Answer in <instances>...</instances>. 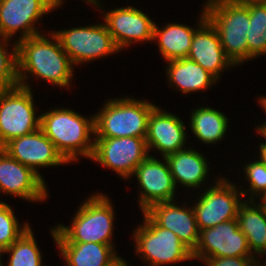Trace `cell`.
<instances>
[{
    "label": "cell",
    "mask_w": 266,
    "mask_h": 266,
    "mask_svg": "<svg viewBox=\"0 0 266 266\" xmlns=\"http://www.w3.org/2000/svg\"><path fill=\"white\" fill-rule=\"evenodd\" d=\"M204 261L208 266H261L254 257H210Z\"/></svg>",
    "instance_id": "31"
},
{
    "label": "cell",
    "mask_w": 266,
    "mask_h": 266,
    "mask_svg": "<svg viewBox=\"0 0 266 266\" xmlns=\"http://www.w3.org/2000/svg\"><path fill=\"white\" fill-rule=\"evenodd\" d=\"M111 266H128L122 258H118Z\"/></svg>",
    "instance_id": "35"
},
{
    "label": "cell",
    "mask_w": 266,
    "mask_h": 266,
    "mask_svg": "<svg viewBox=\"0 0 266 266\" xmlns=\"http://www.w3.org/2000/svg\"><path fill=\"white\" fill-rule=\"evenodd\" d=\"M46 190L43 178L0 148V191L42 201L47 197Z\"/></svg>",
    "instance_id": "15"
},
{
    "label": "cell",
    "mask_w": 266,
    "mask_h": 266,
    "mask_svg": "<svg viewBox=\"0 0 266 266\" xmlns=\"http://www.w3.org/2000/svg\"><path fill=\"white\" fill-rule=\"evenodd\" d=\"M200 20L199 30L197 29L194 33L187 58L201 65L218 79L219 73L223 69L234 64L227 57L221 45L219 35L207 19L204 8Z\"/></svg>",
    "instance_id": "17"
},
{
    "label": "cell",
    "mask_w": 266,
    "mask_h": 266,
    "mask_svg": "<svg viewBox=\"0 0 266 266\" xmlns=\"http://www.w3.org/2000/svg\"><path fill=\"white\" fill-rule=\"evenodd\" d=\"M1 253H3L2 251H0V257H1ZM0 266H2V264H1V258H0Z\"/></svg>",
    "instance_id": "38"
},
{
    "label": "cell",
    "mask_w": 266,
    "mask_h": 266,
    "mask_svg": "<svg viewBox=\"0 0 266 266\" xmlns=\"http://www.w3.org/2000/svg\"><path fill=\"white\" fill-rule=\"evenodd\" d=\"M205 6L207 19L216 29L221 45L233 64L248 59L247 34L250 26L248 4L227 0H209Z\"/></svg>",
    "instance_id": "4"
},
{
    "label": "cell",
    "mask_w": 266,
    "mask_h": 266,
    "mask_svg": "<svg viewBox=\"0 0 266 266\" xmlns=\"http://www.w3.org/2000/svg\"><path fill=\"white\" fill-rule=\"evenodd\" d=\"M196 29L182 24H167L162 30L154 25L153 40L158 39L159 50L167 60L187 58Z\"/></svg>",
    "instance_id": "23"
},
{
    "label": "cell",
    "mask_w": 266,
    "mask_h": 266,
    "mask_svg": "<svg viewBox=\"0 0 266 266\" xmlns=\"http://www.w3.org/2000/svg\"><path fill=\"white\" fill-rule=\"evenodd\" d=\"M156 107L132 98L109 100L102 111L94 115L96 138L139 137L146 139L148 119Z\"/></svg>",
    "instance_id": "5"
},
{
    "label": "cell",
    "mask_w": 266,
    "mask_h": 266,
    "mask_svg": "<svg viewBox=\"0 0 266 266\" xmlns=\"http://www.w3.org/2000/svg\"><path fill=\"white\" fill-rule=\"evenodd\" d=\"M167 74L170 83L183 93L205 89L217 81V78L201 65L188 58L168 61Z\"/></svg>",
    "instance_id": "22"
},
{
    "label": "cell",
    "mask_w": 266,
    "mask_h": 266,
    "mask_svg": "<svg viewBox=\"0 0 266 266\" xmlns=\"http://www.w3.org/2000/svg\"><path fill=\"white\" fill-rule=\"evenodd\" d=\"M144 225L135 230L136 251L149 260L150 266H159L192 258V252L172 231L160 227L146 212Z\"/></svg>",
    "instance_id": "7"
},
{
    "label": "cell",
    "mask_w": 266,
    "mask_h": 266,
    "mask_svg": "<svg viewBox=\"0 0 266 266\" xmlns=\"http://www.w3.org/2000/svg\"><path fill=\"white\" fill-rule=\"evenodd\" d=\"M91 159L129 178L148 155L146 139L139 137L95 138Z\"/></svg>",
    "instance_id": "9"
},
{
    "label": "cell",
    "mask_w": 266,
    "mask_h": 266,
    "mask_svg": "<svg viewBox=\"0 0 266 266\" xmlns=\"http://www.w3.org/2000/svg\"><path fill=\"white\" fill-rule=\"evenodd\" d=\"M51 34L54 43L41 34L16 43L18 85H24L28 75L23 73L25 71L57 86H69L73 75L72 63L58 38Z\"/></svg>",
    "instance_id": "1"
},
{
    "label": "cell",
    "mask_w": 266,
    "mask_h": 266,
    "mask_svg": "<svg viewBox=\"0 0 266 266\" xmlns=\"http://www.w3.org/2000/svg\"><path fill=\"white\" fill-rule=\"evenodd\" d=\"M68 266H111L118 260L113 245L100 243H57Z\"/></svg>",
    "instance_id": "21"
},
{
    "label": "cell",
    "mask_w": 266,
    "mask_h": 266,
    "mask_svg": "<svg viewBox=\"0 0 266 266\" xmlns=\"http://www.w3.org/2000/svg\"><path fill=\"white\" fill-rule=\"evenodd\" d=\"M166 163L149 155L135 169L134 175L137 176L141 185L140 206L141 211L145 212L152 205L174 201L175 184L172 178L168 161Z\"/></svg>",
    "instance_id": "13"
},
{
    "label": "cell",
    "mask_w": 266,
    "mask_h": 266,
    "mask_svg": "<svg viewBox=\"0 0 266 266\" xmlns=\"http://www.w3.org/2000/svg\"><path fill=\"white\" fill-rule=\"evenodd\" d=\"M1 149L21 164L31 168L41 178L40 173L36 171V166L47 167L68 163L40 128L30 134L12 139Z\"/></svg>",
    "instance_id": "14"
},
{
    "label": "cell",
    "mask_w": 266,
    "mask_h": 266,
    "mask_svg": "<svg viewBox=\"0 0 266 266\" xmlns=\"http://www.w3.org/2000/svg\"><path fill=\"white\" fill-rule=\"evenodd\" d=\"M250 26L247 34L248 60L266 53V2L248 4Z\"/></svg>",
    "instance_id": "26"
},
{
    "label": "cell",
    "mask_w": 266,
    "mask_h": 266,
    "mask_svg": "<svg viewBox=\"0 0 266 266\" xmlns=\"http://www.w3.org/2000/svg\"><path fill=\"white\" fill-rule=\"evenodd\" d=\"M236 4L264 3L266 0H227Z\"/></svg>",
    "instance_id": "34"
},
{
    "label": "cell",
    "mask_w": 266,
    "mask_h": 266,
    "mask_svg": "<svg viewBox=\"0 0 266 266\" xmlns=\"http://www.w3.org/2000/svg\"><path fill=\"white\" fill-rule=\"evenodd\" d=\"M160 227L174 232L180 241L193 252L199 240V228L195 212L180 208L173 201L152 205L145 211Z\"/></svg>",
    "instance_id": "18"
},
{
    "label": "cell",
    "mask_w": 266,
    "mask_h": 266,
    "mask_svg": "<svg viewBox=\"0 0 266 266\" xmlns=\"http://www.w3.org/2000/svg\"><path fill=\"white\" fill-rule=\"evenodd\" d=\"M105 21L116 47L121 50L133 41L153 40L155 23L133 7H122L106 13Z\"/></svg>",
    "instance_id": "16"
},
{
    "label": "cell",
    "mask_w": 266,
    "mask_h": 266,
    "mask_svg": "<svg viewBox=\"0 0 266 266\" xmlns=\"http://www.w3.org/2000/svg\"><path fill=\"white\" fill-rule=\"evenodd\" d=\"M260 104H262L265 112H266V96L265 97H262L260 100H259ZM258 132H262V133H266V121L263 123V126H260L258 127L257 129Z\"/></svg>",
    "instance_id": "33"
},
{
    "label": "cell",
    "mask_w": 266,
    "mask_h": 266,
    "mask_svg": "<svg viewBox=\"0 0 266 266\" xmlns=\"http://www.w3.org/2000/svg\"><path fill=\"white\" fill-rule=\"evenodd\" d=\"M260 133L266 139V134ZM260 160L266 165V142L260 144Z\"/></svg>",
    "instance_id": "32"
},
{
    "label": "cell",
    "mask_w": 266,
    "mask_h": 266,
    "mask_svg": "<svg viewBox=\"0 0 266 266\" xmlns=\"http://www.w3.org/2000/svg\"><path fill=\"white\" fill-rule=\"evenodd\" d=\"M60 4L58 0H0V37L11 38L20 29L23 34L18 40L39 35L33 23Z\"/></svg>",
    "instance_id": "12"
},
{
    "label": "cell",
    "mask_w": 266,
    "mask_h": 266,
    "mask_svg": "<svg viewBox=\"0 0 266 266\" xmlns=\"http://www.w3.org/2000/svg\"><path fill=\"white\" fill-rule=\"evenodd\" d=\"M246 192L237 193L236 187L219 179L214 187H211L199 199L193 207L199 230L215 227L220 223H225L237 219L238 209ZM241 195V196H240Z\"/></svg>",
    "instance_id": "10"
},
{
    "label": "cell",
    "mask_w": 266,
    "mask_h": 266,
    "mask_svg": "<svg viewBox=\"0 0 266 266\" xmlns=\"http://www.w3.org/2000/svg\"><path fill=\"white\" fill-rule=\"evenodd\" d=\"M262 203L260 204L263 207V210L265 211L266 214V198H262Z\"/></svg>",
    "instance_id": "36"
},
{
    "label": "cell",
    "mask_w": 266,
    "mask_h": 266,
    "mask_svg": "<svg viewBox=\"0 0 266 266\" xmlns=\"http://www.w3.org/2000/svg\"><path fill=\"white\" fill-rule=\"evenodd\" d=\"M242 202L238 209L239 229L247 238L248 247L256 253L266 255V214L263 207ZM257 205V207H256Z\"/></svg>",
    "instance_id": "24"
},
{
    "label": "cell",
    "mask_w": 266,
    "mask_h": 266,
    "mask_svg": "<svg viewBox=\"0 0 266 266\" xmlns=\"http://www.w3.org/2000/svg\"><path fill=\"white\" fill-rule=\"evenodd\" d=\"M11 253L8 266H42V256L30 227L3 253Z\"/></svg>",
    "instance_id": "27"
},
{
    "label": "cell",
    "mask_w": 266,
    "mask_h": 266,
    "mask_svg": "<svg viewBox=\"0 0 266 266\" xmlns=\"http://www.w3.org/2000/svg\"><path fill=\"white\" fill-rule=\"evenodd\" d=\"M174 184L177 182L188 187H198L206 179L208 164L205 157L192 149H182L167 155Z\"/></svg>",
    "instance_id": "20"
},
{
    "label": "cell",
    "mask_w": 266,
    "mask_h": 266,
    "mask_svg": "<svg viewBox=\"0 0 266 266\" xmlns=\"http://www.w3.org/2000/svg\"><path fill=\"white\" fill-rule=\"evenodd\" d=\"M58 1H60V2H62V0H58ZM86 1H88L89 3H93V4H97L98 3V1L97 0H86Z\"/></svg>",
    "instance_id": "37"
},
{
    "label": "cell",
    "mask_w": 266,
    "mask_h": 266,
    "mask_svg": "<svg viewBox=\"0 0 266 266\" xmlns=\"http://www.w3.org/2000/svg\"><path fill=\"white\" fill-rule=\"evenodd\" d=\"M191 129L204 143H216L227 130L228 119L223 113L209 107L196 109L191 116Z\"/></svg>",
    "instance_id": "25"
},
{
    "label": "cell",
    "mask_w": 266,
    "mask_h": 266,
    "mask_svg": "<svg viewBox=\"0 0 266 266\" xmlns=\"http://www.w3.org/2000/svg\"><path fill=\"white\" fill-rule=\"evenodd\" d=\"M71 227L52 230L56 243H100L112 245L113 208L107 196H91L75 214Z\"/></svg>",
    "instance_id": "3"
},
{
    "label": "cell",
    "mask_w": 266,
    "mask_h": 266,
    "mask_svg": "<svg viewBox=\"0 0 266 266\" xmlns=\"http://www.w3.org/2000/svg\"><path fill=\"white\" fill-rule=\"evenodd\" d=\"M3 45L0 44V93L11 90L18 86L17 76V44H14L12 54H8L5 45L8 38H2ZM6 40V41H5Z\"/></svg>",
    "instance_id": "29"
},
{
    "label": "cell",
    "mask_w": 266,
    "mask_h": 266,
    "mask_svg": "<svg viewBox=\"0 0 266 266\" xmlns=\"http://www.w3.org/2000/svg\"><path fill=\"white\" fill-rule=\"evenodd\" d=\"M246 177L250 182V191L258 195V192H262L263 196L266 195V165L261 161H254L246 165L245 167Z\"/></svg>",
    "instance_id": "30"
},
{
    "label": "cell",
    "mask_w": 266,
    "mask_h": 266,
    "mask_svg": "<svg viewBox=\"0 0 266 266\" xmlns=\"http://www.w3.org/2000/svg\"><path fill=\"white\" fill-rule=\"evenodd\" d=\"M32 98L26 83L0 93V148L40 128V117L35 118Z\"/></svg>",
    "instance_id": "6"
},
{
    "label": "cell",
    "mask_w": 266,
    "mask_h": 266,
    "mask_svg": "<svg viewBox=\"0 0 266 266\" xmlns=\"http://www.w3.org/2000/svg\"><path fill=\"white\" fill-rule=\"evenodd\" d=\"M39 117L40 129L67 162L80 154L91 159L94 141L89 142V135L95 132L93 116L89 120L70 109L59 108Z\"/></svg>",
    "instance_id": "2"
},
{
    "label": "cell",
    "mask_w": 266,
    "mask_h": 266,
    "mask_svg": "<svg viewBox=\"0 0 266 266\" xmlns=\"http://www.w3.org/2000/svg\"><path fill=\"white\" fill-rule=\"evenodd\" d=\"M185 140V126L180 118L169 112H163L156 106L148 119L146 136L148 151L153 146L162 152L164 158L185 148L183 147Z\"/></svg>",
    "instance_id": "19"
},
{
    "label": "cell",
    "mask_w": 266,
    "mask_h": 266,
    "mask_svg": "<svg viewBox=\"0 0 266 266\" xmlns=\"http://www.w3.org/2000/svg\"><path fill=\"white\" fill-rule=\"evenodd\" d=\"M247 238L239 229L237 219L200 230L192 258L205 260L210 257H253ZM207 253V254H206Z\"/></svg>",
    "instance_id": "11"
},
{
    "label": "cell",
    "mask_w": 266,
    "mask_h": 266,
    "mask_svg": "<svg viewBox=\"0 0 266 266\" xmlns=\"http://www.w3.org/2000/svg\"><path fill=\"white\" fill-rule=\"evenodd\" d=\"M28 223L23 228H19L17 219L8 204L0 206V251H5L14 241H16L27 229Z\"/></svg>",
    "instance_id": "28"
},
{
    "label": "cell",
    "mask_w": 266,
    "mask_h": 266,
    "mask_svg": "<svg viewBox=\"0 0 266 266\" xmlns=\"http://www.w3.org/2000/svg\"><path fill=\"white\" fill-rule=\"evenodd\" d=\"M53 34L74 65L119 51L106 24L72 28Z\"/></svg>",
    "instance_id": "8"
}]
</instances>
